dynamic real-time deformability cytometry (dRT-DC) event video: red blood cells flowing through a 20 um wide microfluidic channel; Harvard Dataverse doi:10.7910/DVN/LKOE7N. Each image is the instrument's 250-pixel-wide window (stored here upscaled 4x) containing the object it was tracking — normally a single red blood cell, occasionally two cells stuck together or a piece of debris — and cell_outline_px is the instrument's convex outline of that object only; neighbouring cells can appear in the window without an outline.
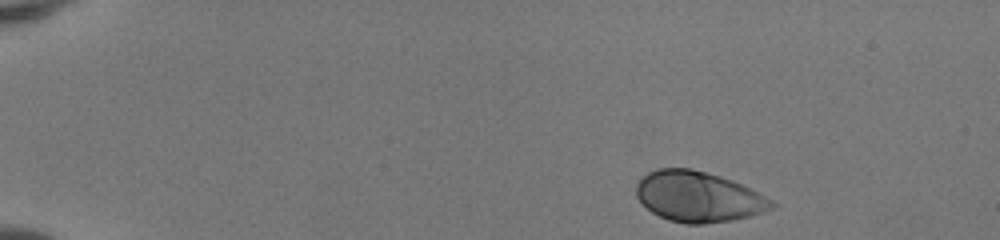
{"species": "human", "species_latin": "Homo sapiens", "temperature_condition": "room temperature", "stored_images_in_passage": 44, "camera_frame_rate_fps": 3000, "um_per_image_px": 0.085, "donor": {"sex": "female"}, "frame": {"image": 1, "passage_image": 1, "time_ms": 0.0, "image_size_px": [1000, 240], "cell_outline_px": [[776, 204], [772, 208], [764, 212], [732, 220], [704, 224], [688, 224], [668, 220], [652, 212], [636, 196], [636, 184], [648, 172], [656, 168], [692, 168], [720, 176], [732, 180], [772, 200]], "centroid_in_image_um": [59.34, 16.72], "position_along_channel_um": 25.7, "area_um2": 39.54}}
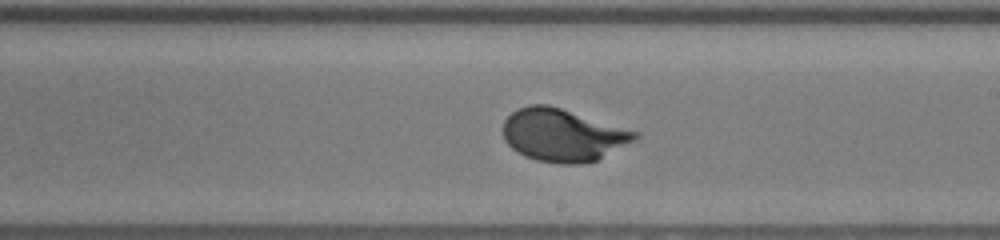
{"frame": {"image": 2, "passage_image": 25, "time_ms": 8.0, "image_size_px": [1000, 240], "cell_outline_px": [[640, 136], [636, 140], [596, 160], [576, 164], [560, 164], [536, 160], [524, 156], [516, 152], [504, 140], [504, 120], [516, 108], [532, 104], [548, 104], [640, 132]], "centroid_in_image_um": [47.84, 11.47], "position_along_channel_um": 241.2, "area_um2": 40.46}}
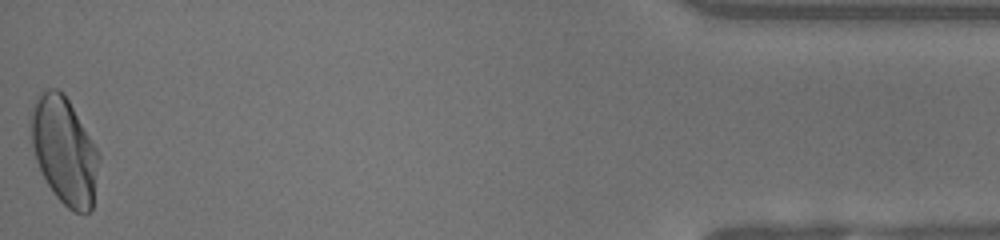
{"frame": {"image": 3, "passage_image": 44, "time_ms": 14.333, "image_size_px": [1000, 240], "cell_outline_px": [[100, 160], [92, 208], [88, 212], [76, 212], [68, 208], [56, 196], [48, 184], [36, 160], [32, 144], [28, 124], [28, 120], [32, 108], [40, 92], [44, 88], [56, 88], [64, 92], [96, 148], [100, 156]], "centroid_in_image_um": [5.44, 12.76], "position_along_channel_um": 429.8, "area_um2": 42.25}, "authors_computed_cell_mechanics": {"area_um2": 39.3618, "velocity_mm_per_s": 4.1508, "shape_relaxation_time_tau1_ms": 2.7246, "shape_relaxation_time_tau2_ms": null, "deformation_change_tau1": 0.1736, "deformation_change_tau2": null}}